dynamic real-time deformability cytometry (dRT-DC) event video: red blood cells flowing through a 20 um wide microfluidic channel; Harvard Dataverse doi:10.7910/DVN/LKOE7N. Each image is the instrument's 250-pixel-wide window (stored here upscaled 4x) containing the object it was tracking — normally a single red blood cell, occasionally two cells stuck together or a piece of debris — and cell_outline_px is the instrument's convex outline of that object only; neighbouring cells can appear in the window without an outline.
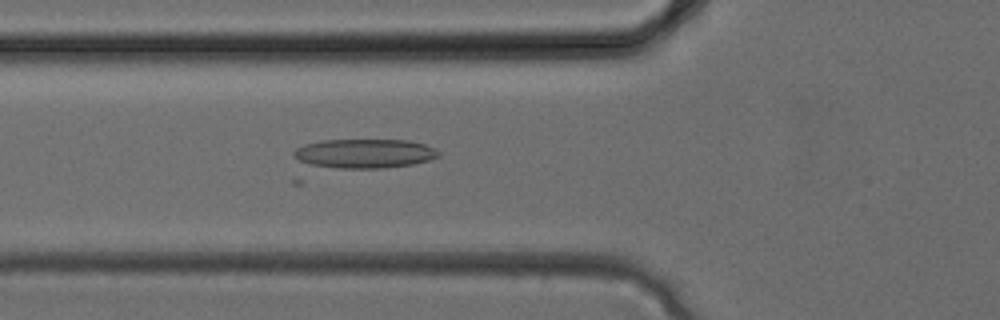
{"species": "common noctule bat (a hibernating species)", "species_latin": "Nyctalus noctula", "temperature_condition": "cold", "stored_images_in_passage": 33, "camera_frame_rate_fps": 3000, "um_per_image_px": 0.085, "animal": {"sex": "female", "body_mass_g": 24.6, "forearm_length_mm": 56.2}, "frame": {"image": 1, "passage_image": 12, "time_ms": 3.667, "image_size_px": [1000, 320], "cell_outline_px": [[440, 156], [428, 160], [412, 164], [384, 168], [336, 168], [312, 164], [300, 160], [292, 156], [292, 152], [296, 148], [304, 144], [320, 140], [408, 140], [424, 144], [440, 152]], "centroid_in_image_um": [30.97, 13.04], "position_along_channel_um": 94.8, "area_um2": 24.51}}
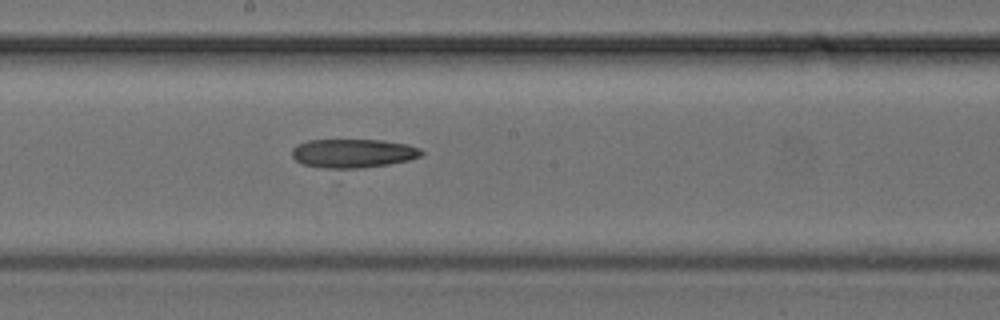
{"frame": {"image": 2, "passage_image": 18, "time_ms": 5.667, "image_size_px": [1000, 320], "cell_outline_px": [[424, 152], [420, 156], [340, 184], [296, 160], [292, 156], [292, 148], [296, 144], [308, 140], [384, 140], [408, 144], [420, 148]], "centroid_in_image_um": [29.94, 13.33], "position_along_channel_um": 218.3, "area_um2": 26.93}}
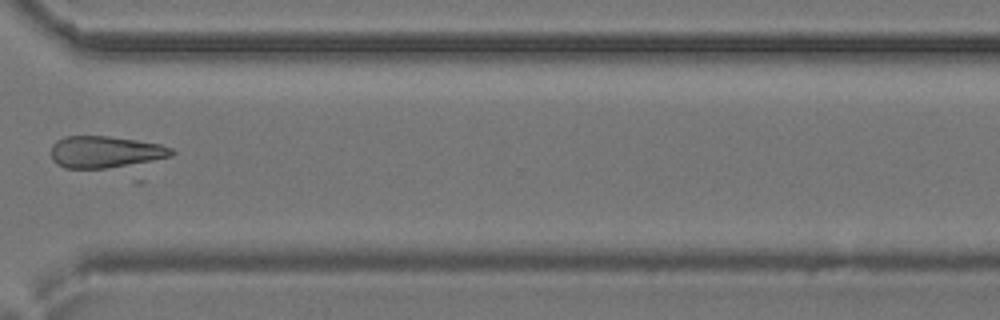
{"frame": {"image": 3, "passage_image": 25, "time_ms": 8.0, "image_size_px": [1000, 320], "cell_outline_px": [[176, 152], [172, 156], [144, 164], [108, 168], [64, 168], [56, 164], [52, 160], [52, 144], [56, 140], [64, 136], [108, 136], [136, 140], [160, 144], [172, 148]], "centroid_in_image_um": [9.0, 12.93], "position_along_channel_um": 361.6, "area_um2": 22.83}}